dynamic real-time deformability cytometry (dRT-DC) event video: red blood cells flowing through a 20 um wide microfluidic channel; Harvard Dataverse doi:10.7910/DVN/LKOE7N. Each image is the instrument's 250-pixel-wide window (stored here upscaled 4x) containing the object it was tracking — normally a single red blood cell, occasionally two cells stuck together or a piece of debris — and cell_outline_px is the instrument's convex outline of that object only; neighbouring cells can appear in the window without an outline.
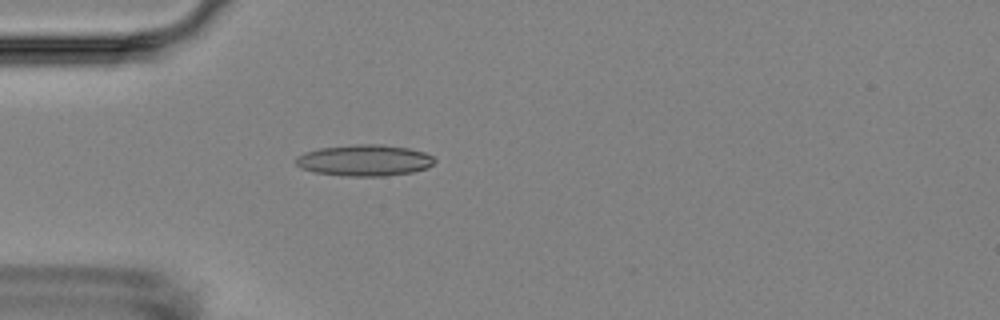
{"species": "Egyptian fruit bat (a non-hibernating species)", "species_latin": "Rousettus aegyptiacus", "temperature_condition": "room temperature", "stored_images_in_passage": 3, "camera_frame_rate_fps": 3000, "um_per_image_px": 0.085, "animal": {"sex": "female"}, "frame": {"image": 1, "passage_image": 3, "time_ms": 3.333, "image_size_px": [1000, 320], "cell_outline_px": [[436, 160], [428, 168], [412, 172], [384, 176], [344, 176], [316, 172], [300, 168], [296, 164], [296, 160], [304, 152], [320, 148], [356, 144], [380, 144], [408, 148], [424, 152], [432, 156]], "centroid_in_image_um": [31.0, 13.63], "position_along_channel_um": 54.0, "area_um2": 25.2}}